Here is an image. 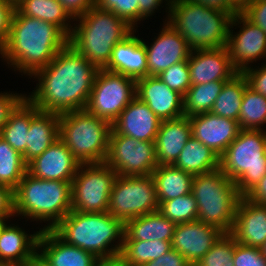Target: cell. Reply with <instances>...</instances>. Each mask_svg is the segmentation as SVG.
Returning <instances> with one entry per match:
<instances>
[{
  "mask_svg": "<svg viewBox=\"0 0 266 266\" xmlns=\"http://www.w3.org/2000/svg\"><path fill=\"white\" fill-rule=\"evenodd\" d=\"M98 70L67 43L46 67L32 75L39 84L26 98L38 110L57 114L85 109Z\"/></svg>",
  "mask_w": 266,
  "mask_h": 266,
  "instance_id": "1",
  "label": "cell"
},
{
  "mask_svg": "<svg viewBox=\"0 0 266 266\" xmlns=\"http://www.w3.org/2000/svg\"><path fill=\"white\" fill-rule=\"evenodd\" d=\"M68 36L55 24L27 17L15 10L9 35L0 51L7 64L30 75L46 67L68 43Z\"/></svg>",
  "mask_w": 266,
  "mask_h": 266,
  "instance_id": "2",
  "label": "cell"
},
{
  "mask_svg": "<svg viewBox=\"0 0 266 266\" xmlns=\"http://www.w3.org/2000/svg\"><path fill=\"white\" fill-rule=\"evenodd\" d=\"M52 231L66 244L88 251L98 259H109L120 254L125 224L108 212L71 210ZM117 239L119 243L112 246Z\"/></svg>",
  "mask_w": 266,
  "mask_h": 266,
  "instance_id": "3",
  "label": "cell"
},
{
  "mask_svg": "<svg viewBox=\"0 0 266 266\" xmlns=\"http://www.w3.org/2000/svg\"><path fill=\"white\" fill-rule=\"evenodd\" d=\"M167 21L188 43L191 50L226 46L234 12H222L189 0H166Z\"/></svg>",
  "mask_w": 266,
  "mask_h": 266,
  "instance_id": "4",
  "label": "cell"
},
{
  "mask_svg": "<svg viewBox=\"0 0 266 266\" xmlns=\"http://www.w3.org/2000/svg\"><path fill=\"white\" fill-rule=\"evenodd\" d=\"M76 19L80 22L72 29L68 43L98 69L108 64L114 46L135 31L121 17L96 6Z\"/></svg>",
  "mask_w": 266,
  "mask_h": 266,
  "instance_id": "5",
  "label": "cell"
},
{
  "mask_svg": "<svg viewBox=\"0 0 266 266\" xmlns=\"http://www.w3.org/2000/svg\"><path fill=\"white\" fill-rule=\"evenodd\" d=\"M72 181L39 179L25 173L14 190L15 213L36 221H49L52 230L71 209Z\"/></svg>",
  "mask_w": 266,
  "mask_h": 266,
  "instance_id": "6",
  "label": "cell"
},
{
  "mask_svg": "<svg viewBox=\"0 0 266 266\" xmlns=\"http://www.w3.org/2000/svg\"><path fill=\"white\" fill-rule=\"evenodd\" d=\"M112 124L86 109L60 114L59 138L80 164L105 163Z\"/></svg>",
  "mask_w": 266,
  "mask_h": 266,
  "instance_id": "7",
  "label": "cell"
},
{
  "mask_svg": "<svg viewBox=\"0 0 266 266\" xmlns=\"http://www.w3.org/2000/svg\"><path fill=\"white\" fill-rule=\"evenodd\" d=\"M191 193L197 202V220L213 225L224 233H231L236 209L242 197L235 183L220 169H216L195 175Z\"/></svg>",
  "mask_w": 266,
  "mask_h": 266,
  "instance_id": "8",
  "label": "cell"
},
{
  "mask_svg": "<svg viewBox=\"0 0 266 266\" xmlns=\"http://www.w3.org/2000/svg\"><path fill=\"white\" fill-rule=\"evenodd\" d=\"M266 132L240 129L235 140L219 157V169L244 197L266 174Z\"/></svg>",
  "mask_w": 266,
  "mask_h": 266,
  "instance_id": "9",
  "label": "cell"
},
{
  "mask_svg": "<svg viewBox=\"0 0 266 266\" xmlns=\"http://www.w3.org/2000/svg\"><path fill=\"white\" fill-rule=\"evenodd\" d=\"M155 181L148 176H117L109 197L108 213L124 224L158 211Z\"/></svg>",
  "mask_w": 266,
  "mask_h": 266,
  "instance_id": "10",
  "label": "cell"
},
{
  "mask_svg": "<svg viewBox=\"0 0 266 266\" xmlns=\"http://www.w3.org/2000/svg\"><path fill=\"white\" fill-rule=\"evenodd\" d=\"M117 176L106 163L81 164L72 180L71 209L83 213L108 212Z\"/></svg>",
  "mask_w": 266,
  "mask_h": 266,
  "instance_id": "11",
  "label": "cell"
},
{
  "mask_svg": "<svg viewBox=\"0 0 266 266\" xmlns=\"http://www.w3.org/2000/svg\"><path fill=\"white\" fill-rule=\"evenodd\" d=\"M135 97L136 80L99 69L85 109L112 124Z\"/></svg>",
  "mask_w": 266,
  "mask_h": 266,
  "instance_id": "12",
  "label": "cell"
},
{
  "mask_svg": "<svg viewBox=\"0 0 266 266\" xmlns=\"http://www.w3.org/2000/svg\"><path fill=\"white\" fill-rule=\"evenodd\" d=\"M105 163L119 176H148L158 166L155 142L110 132Z\"/></svg>",
  "mask_w": 266,
  "mask_h": 266,
  "instance_id": "13",
  "label": "cell"
},
{
  "mask_svg": "<svg viewBox=\"0 0 266 266\" xmlns=\"http://www.w3.org/2000/svg\"><path fill=\"white\" fill-rule=\"evenodd\" d=\"M237 22V23H236ZM243 24L238 34L233 35L229 28L226 48L234 69L242 73L251 62L260 60L266 55V33L252 24L241 13H236L231 20L230 26Z\"/></svg>",
  "mask_w": 266,
  "mask_h": 266,
  "instance_id": "14",
  "label": "cell"
},
{
  "mask_svg": "<svg viewBox=\"0 0 266 266\" xmlns=\"http://www.w3.org/2000/svg\"><path fill=\"white\" fill-rule=\"evenodd\" d=\"M223 234L219 228L199 220L176 224L172 249L194 266Z\"/></svg>",
  "mask_w": 266,
  "mask_h": 266,
  "instance_id": "15",
  "label": "cell"
},
{
  "mask_svg": "<svg viewBox=\"0 0 266 266\" xmlns=\"http://www.w3.org/2000/svg\"><path fill=\"white\" fill-rule=\"evenodd\" d=\"M136 97L146 103L161 121L184 116V97L169 88L157 76L137 79Z\"/></svg>",
  "mask_w": 266,
  "mask_h": 266,
  "instance_id": "16",
  "label": "cell"
},
{
  "mask_svg": "<svg viewBox=\"0 0 266 266\" xmlns=\"http://www.w3.org/2000/svg\"><path fill=\"white\" fill-rule=\"evenodd\" d=\"M148 76H158L175 63L187 61L191 49L187 41L167 22L151 46L145 43Z\"/></svg>",
  "mask_w": 266,
  "mask_h": 266,
  "instance_id": "17",
  "label": "cell"
},
{
  "mask_svg": "<svg viewBox=\"0 0 266 266\" xmlns=\"http://www.w3.org/2000/svg\"><path fill=\"white\" fill-rule=\"evenodd\" d=\"M80 165L59 138L27 164V172L39 179L72 181Z\"/></svg>",
  "mask_w": 266,
  "mask_h": 266,
  "instance_id": "18",
  "label": "cell"
},
{
  "mask_svg": "<svg viewBox=\"0 0 266 266\" xmlns=\"http://www.w3.org/2000/svg\"><path fill=\"white\" fill-rule=\"evenodd\" d=\"M187 64L191 85L211 81H228L238 72L234 69L226 46L216 49L191 50Z\"/></svg>",
  "mask_w": 266,
  "mask_h": 266,
  "instance_id": "19",
  "label": "cell"
},
{
  "mask_svg": "<svg viewBox=\"0 0 266 266\" xmlns=\"http://www.w3.org/2000/svg\"><path fill=\"white\" fill-rule=\"evenodd\" d=\"M191 135L219 157L237 137L238 121L207 112L189 117Z\"/></svg>",
  "mask_w": 266,
  "mask_h": 266,
  "instance_id": "20",
  "label": "cell"
},
{
  "mask_svg": "<svg viewBox=\"0 0 266 266\" xmlns=\"http://www.w3.org/2000/svg\"><path fill=\"white\" fill-rule=\"evenodd\" d=\"M161 120L135 97L112 123V130L135 140L155 142Z\"/></svg>",
  "mask_w": 266,
  "mask_h": 266,
  "instance_id": "21",
  "label": "cell"
},
{
  "mask_svg": "<svg viewBox=\"0 0 266 266\" xmlns=\"http://www.w3.org/2000/svg\"><path fill=\"white\" fill-rule=\"evenodd\" d=\"M230 234L239 244L261 248L266 241V206L241 197Z\"/></svg>",
  "mask_w": 266,
  "mask_h": 266,
  "instance_id": "22",
  "label": "cell"
},
{
  "mask_svg": "<svg viewBox=\"0 0 266 266\" xmlns=\"http://www.w3.org/2000/svg\"><path fill=\"white\" fill-rule=\"evenodd\" d=\"M103 69L134 80L148 76L145 42L133 31L114 46L110 60Z\"/></svg>",
  "mask_w": 266,
  "mask_h": 266,
  "instance_id": "23",
  "label": "cell"
},
{
  "mask_svg": "<svg viewBox=\"0 0 266 266\" xmlns=\"http://www.w3.org/2000/svg\"><path fill=\"white\" fill-rule=\"evenodd\" d=\"M38 249L52 266H94L98 261L92 253L66 244L50 229H41Z\"/></svg>",
  "mask_w": 266,
  "mask_h": 266,
  "instance_id": "24",
  "label": "cell"
},
{
  "mask_svg": "<svg viewBox=\"0 0 266 266\" xmlns=\"http://www.w3.org/2000/svg\"><path fill=\"white\" fill-rule=\"evenodd\" d=\"M191 136L188 116L162 121L155 140L158 165H172Z\"/></svg>",
  "mask_w": 266,
  "mask_h": 266,
  "instance_id": "25",
  "label": "cell"
},
{
  "mask_svg": "<svg viewBox=\"0 0 266 266\" xmlns=\"http://www.w3.org/2000/svg\"><path fill=\"white\" fill-rule=\"evenodd\" d=\"M40 232L28 236L20 227L5 224L0 234V262L28 266L38 251Z\"/></svg>",
  "mask_w": 266,
  "mask_h": 266,
  "instance_id": "26",
  "label": "cell"
},
{
  "mask_svg": "<svg viewBox=\"0 0 266 266\" xmlns=\"http://www.w3.org/2000/svg\"><path fill=\"white\" fill-rule=\"evenodd\" d=\"M59 119L60 114L41 110L32 116L25 153L22 155L26 164L59 139Z\"/></svg>",
  "mask_w": 266,
  "mask_h": 266,
  "instance_id": "27",
  "label": "cell"
},
{
  "mask_svg": "<svg viewBox=\"0 0 266 266\" xmlns=\"http://www.w3.org/2000/svg\"><path fill=\"white\" fill-rule=\"evenodd\" d=\"M175 226V223L155 211L127 221L124 240L172 241Z\"/></svg>",
  "mask_w": 266,
  "mask_h": 266,
  "instance_id": "28",
  "label": "cell"
},
{
  "mask_svg": "<svg viewBox=\"0 0 266 266\" xmlns=\"http://www.w3.org/2000/svg\"><path fill=\"white\" fill-rule=\"evenodd\" d=\"M172 165L195 176L219 169V156L191 136Z\"/></svg>",
  "mask_w": 266,
  "mask_h": 266,
  "instance_id": "29",
  "label": "cell"
},
{
  "mask_svg": "<svg viewBox=\"0 0 266 266\" xmlns=\"http://www.w3.org/2000/svg\"><path fill=\"white\" fill-rule=\"evenodd\" d=\"M158 202L190 194L193 175L174 165H158L152 172Z\"/></svg>",
  "mask_w": 266,
  "mask_h": 266,
  "instance_id": "30",
  "label": "cell"
},
{
  "mask_svg": "<svg viewBox=\"0 0 266 266\" xmlns=\"http://www.w3.org/2000/svg\"><path fill=\"white\" fill-rule=\"evenodd\" d=\"M37 111V107L25 97L10 113L0 132V137L21 155L25 153L31 118Z\"/></svg>",
  "mask_w": 266,
  "mask_h": 266,
  "instance_id": "31",
  "label": "cell"
},
{
  "mask_svg": "<svg viewBox=\"0 0 266 266\" xmlns=\"http://www.w3.org/2000/svg\"><path fill=\"white\" fill-rule=\"evenodd\" d=\"M16 10L27 17L53 23L68 37L71 35L73 28L68 23L73 18L58 0H21L16 4Z\"/></svg>",
  "mask_w": 266,
  "mask_h": 266,
  "instance_id": "32",
  "label": "cell"
},
{
  "mask_svg": "<svg viewBox=\"0 0 266 266\" xmlns=\"http://www.w3.org/2000/svg\"><path fill=\"white\" fill-rule=\"evenodd\" d=\"M172 241L123 240L119 257L126 266H143L172 249Z\"/></svg>",
  "mask_w": 266,
  "mask_h": 266,
  "instance_id": "33",
  "label": "cell"
},
{
  "mask_svg": "<svg viewBox=\"0 0 266 266\" xmlns=\"http://www.w3.org/2000/svg\"><path fill=\"white\" fill-rule=\"evenodd\" d=\"M248 87L242 73L235 74L226 81L210 112L220 117L238 121L242 97Z\"/></svg>",
  "mask_w": 266,
  "mask_h": 266,
  "instance_id": "34",
  "label": "cell"
},
{
  "mask_svg": "<svg viewBox=\"0 0 266 266\" xmlns=\"http://www.w3.org/2000/svg\"><path fill=\"white\" fill-rule=\"evenodd\" d=\"M226 81L191 85L184 96V116L210 112Z\"/></svg>",
  "mask_w": 266,
  "mask_h": 266,
  "instance_id": "35",
  "label": "cell"
},
{
  "mask_svg": "<svg viewBox=\"0 0 266 266\" xmlns=\"http://www.w3.org/2000/svg\"><path fill=\"white\" fill-rule=\"evenodd\" d=\"M26 172L22 155L0 137V185L15 190Z\"/></svg>",
  "mask_w": 266,
  "mask_h": 266,
  "instance_id": "36",
  "label": "cell"
},
{
  "mask_svg": "<svg viewBox=\"0 0 266 266\" xmlns=\"http://www.w3.org/2000/svg\"><path fill=\"white\" fill-rule=\"evenodd\" d=\"M265 123L266 97L247 87L242 97L238 125L240 129L262 130Z\"/></svg>",
  "mask_w": 266,
  "mask_h": 266,
  "instance_id": "37",
  "label": "cell"
},
{
  "mask_svg": "<svg viewBox=\"0 0 266 266\" xmlns=\"http://www.w3.org/2000/svg\"><path fill=\"white\" fill-rule=\"evenodd\" d=\"M158 203V211L175 224L195 221L198 218L197 202L192 193Z\"/></svg>",
  "mask_w": 266,
  "mask_h": 266,
  "instance_id": "38",
  "label": "cell"
},
{
  "mask_svg": "<svg viewBox=\"0 0 266 266\" xmlns=\"http://www.w3.org/2000/svg\"><path fill=\"white\" fill-rule=\"evenodd\" d=\"M236 239L224 233L194 266H234Z\"/></svg>",
  "mask_w": 266,
  "mask_h": 266,
  "instance_id": "39",
  "label": "cell"
},
{
  "mask_svg": "<svg viewBox=\"0 0 266 266\" xmlns=\"http://www.w3.org/2000/svg\"><path fill=\"white\" fill-rule=\"evenodd\" d=\"M169 88L180 93L183 97L191 86L190 71L187 61L173 64L158 76Z\"/></svg>",
  "mask_w": 266,
  "mask_h": 266,
  "instance_id": "40",
  "label": "cell"
},
{
  "mask_svg": "<svg viewBox=\"0 0 266 266\" xmlns=\"http://www.w3.org/2000/svg\"><path fill=\"white\" fill-rule=\"evenodd\" d=\"M95 6L104 11L113 12L135 27L139 21L138 0H95Z\"/></svg>",
  "mask_w": 266,
  "mask_h": 266,
  "instance_id": "41",
  "label": "cell"
},
{
  "mask_svg": "<svg viewBox=\"0 0 266 266\" xmlns=\"http://www.w3.org/2000/svg\"><path fill=\"white\" fill-rule=\"evenodd\" d=\"M234 266H266V258L261 248L235 243Z\"/></svg>",
  "mask_w": 266,
  "mask_h": 266,
  "instance_id": "42",
  "label": "cell"
},
{
  "mask_svg": "<svg viewBox=\"0 0 266 266\" xmlns=\"http://www.w3.org/2000/svg\"><path fill=\"white\" fill-rule=\"evenodd\" d=\"M15 10L11 0H0V51L6 44Z\"/></svg>",
  "mask_w": 266,
  "mask_h": 266,
  "instance_id": "43",
  "label": "cell"
},
{
  "mask_svg": "<svg viewBox=\"0 0 266 266\" xmlns=\"http://www.w3.org/2000/svg\"><path fill=\"white\" fill-rule=\"evenodd\" d=\"M241 14L266 33V0H252Z\"/></svg>",
  "mask_w": 266,
  "mask_h": 266,
  "instance_id": "44",
  "label": "cell"
},
{
  "mask_svg": "<svg viewBox=\"0 0 266 266\" xmlns=\"http://www.w3.org/2000/svg\"><path fill=\"white\" fill-rule=\"evenodd\" d=\"M242 74L247 80L248 87L266 97V64L259 69L248 67Z\"/></svg>",
  "mask_w": 266,
  "mask_h": 266,
  "instance_id": "45",
  "label": "cell"
},
{
  "mask_svg": "<svg viewBox=\"0 0 266 266\" xmlns=\"http://www.w3.org/2000/svg\"><path fill=\"white\" fill-rule=\"evenodd\" d=\"M26 97V95L0 93V132L8 120L10 113Z\"/></svg>",
  "mask_w": 266,
  "mask_h": 266,
  "instance_id": "46",
  "label": "cell"
},
{
  "mask_svg": "<svg viewBox=\"0 0 266 266\" xmlns=\"http://www.w3.org/2000/svg\"><path fill=\"white\" fill-rule=\"evenodd\" d=\"M14 190L5 185H0V219L6 220L15 216Z\"/></svg>",
  "mask_w": 266,
  "mask_h": 266,
  "instance_id": "47",
  "label": "cell"
},
{
  "mask_svg": "<svg viewBox=\"0 0 266 266\" xmlns=\"http://www.w3.org/2000/svg\"><path fill=\"white\" fill-rule=\"evenodd\" d=\"M143 266H192L186 258L178 251L170 249V251L159 256L153 261H149Z\"/></svg>",
  "mask_w": 266,
  "mask_h": 266,
  "instance_id": "48",
  "label": "cell"
},
{
  "mask_svg": "<svg viewBox=\"0 0 266 266\" xmlns=\"http://www.w3.org/2000/svg\"><path fill=\"white\" fill-rule=\"evenodd\" d=\"M75 20L95 6V0H58Z\"/></svg>",
  "mask_w": 266,
  "mask_h": 266,
  "instance_id": "49",
  "label": "cell"
},
{
  "mask_svg": "<svg viewBox=\"0 0 266 266\" xmlns=\"http://www.w3.org/2000/svg\"><path fill=\"white\" fill-rule=\"evenodd\" d=\"M244 197L256 204L266 205V174Z\"/></svg>",
  "mask_w": 266,
  "mask_h": 266,
  "instance_id": "50",
  "label": "cell"
},
{
  "mask_svg": "<svg viewBox=\"0 0 266 266\" xmlns=\"http://www.w3.org/2000/svg\"><path fill=\"white\" fill-rule=\"evenodd\" d=\"M163 0H138L139 2V21L147 18L154 13L155 9L162 3Z\"/></svg>",
  "mask_w": 266,
  "mask_h": 266,
  "instance_id": "51",
  "label": "cell"
},
{
  "mask_svg": "<svg viewBox=\"0 0 266 266\" xmlns=\"http://www.w3.org/2000/svg\"><path fill=\"white\" fill-rule=\"evenodd\" d=\"M222 12H233L227 5V0H189Z\"/></svg>",
  "mask_w": 266,
  "mask_h": 266,
  "instance_id": "52",
  "label": "cell"
},
{
  "mask_svg": "<svg viewBox=\"0 0 266 266\" xmlns=\"http://www.w3.org/2000/svg\"><path fill=\"white\" fill-rule=\"evenodd\" d=\"M252 0H227L228 7L236 14L241 13Z\"/></svg>",
  "mask_w": 266,
  "mask_h": 266,
  "instance_id": "53",
  "label": "cell"
},
{
  "mask_svg": "<svg viewBox=\"0 0 266 266\" xmlns=\"http://www.w3.org/2000/svg\"><path fill=\"white\" fill-rule=\"evenodd\" d=\"M94 266H126L121 261L120 257H114L109 259H98Z\"/></svg>",
  "mask_w": 266,
  "mask_h": 266,
  "instance_id": "54",
  "label": "cell"
},
{
  "mask_svg": "<svg viewBox=\"0 0 266 266\" xmlns=\"http://www.w3.org/2000/svg\"><path fill=\"white\" fill-rule=\"evenodd\" d=\"M37 251L33 256L28 266H52L47 260H45Z\"/></svg>",
  "mask_w": 266,
  "mask_h": 266,
  "instance_id": "55",
  "label": "cell"
},
{
  "mask_svg": "<svg viewBox=\"0 0 266 266\" xmlns=\"http://www.w3.org/2000/svg\"><path fill=\"white\" fill-rule=\"evenodd\" d=\"M261 251H262L264 257L266 258V241L264 242L263 246L261 247Z\"/></svg>",
  "mask_w": 266,
  "mask_h": 266,
  "instance_id": "56",
  "label": "cell"
},
{
  "mask_svg": "<svg viewBox=\"0 0 266 266\" xmlns=\"http://www.w3.org/2000/svg\"><path fill=\"white\" fill-rule=\"evenodd\" d=\"M5 221H6V220H2V219H0V234H1V231H2V229H3V226L6 224Z\"/></svg>",
  "mask_w": 266,
  "mask_h": 266,
  "instance_id": "57",
  "label": "cell"
},
{
  "mask_svg": "<svg viewBox=\"0 0 266 266\" xmlns=\"http://www.w3.org/2000/svg\"><path fill=\"white\" fill-rule=\"evenodd\" d=\"M0 266H14V265H12V264H10V263H1V262H0Z\"/></svg>",
  "mask_w": 266,
  "mask_h": 266,
  "instance_id": "58",
  "label": "cell"
},
{
  "mask_svg": "<svg viewBox=\"0 0 266 266\" xmlns=\"http://www.w3.org/2000/svg\"><path fill=\"white\" fill-rule=\"evenodd\" d=\"M15 5L21 0H11Z\"/></svg>",
  "mask_w": 266,
  "mask_h": 266,
  "instance_id": "59",
  "label": "cell"
}]
</instances>
